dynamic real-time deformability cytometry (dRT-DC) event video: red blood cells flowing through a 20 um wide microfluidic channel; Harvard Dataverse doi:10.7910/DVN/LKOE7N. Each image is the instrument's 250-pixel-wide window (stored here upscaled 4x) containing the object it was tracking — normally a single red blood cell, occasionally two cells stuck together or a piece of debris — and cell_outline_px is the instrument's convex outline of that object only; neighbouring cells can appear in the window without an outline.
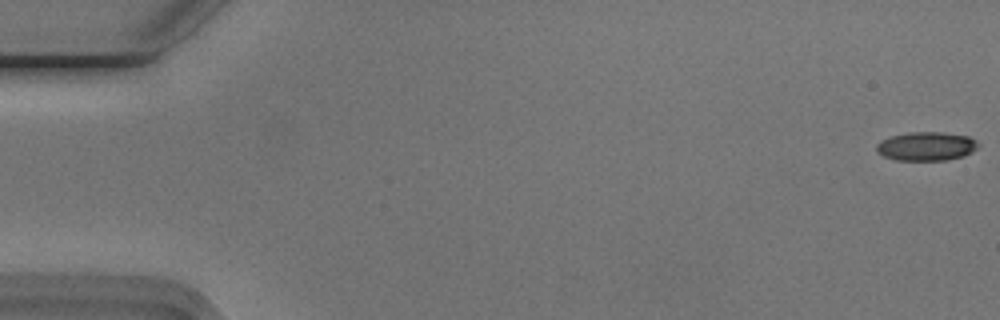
{"species": "Egyptian fruit bat (a non-hibernating species)", "species_latin": "Rousettus aegyptiacus", "temperature_condition": "cold", "stored_images_in_passage": 51, "camera_frame_rate_fps": 3000, "um_per_image_px": 0.085, "animal": {"sex": "male"}, "frame": {"image": 1, "passage_image": 1, "time_ms": 0.0, "image_size_px": [1000, 320], "cell_outline_px": [[980, 144], [972, 152], [964, 156], [948, 160], [896, 160], [884, 156], [876, 148], [876, 144], [880, 140], [892, 136], [908, 132], [944, 132], [968, 136], [976, 140]], "centroid_in_image_um": [78.77, 12.43], "position_along_channel_um": 6.2, "area_um2": 17.11}}
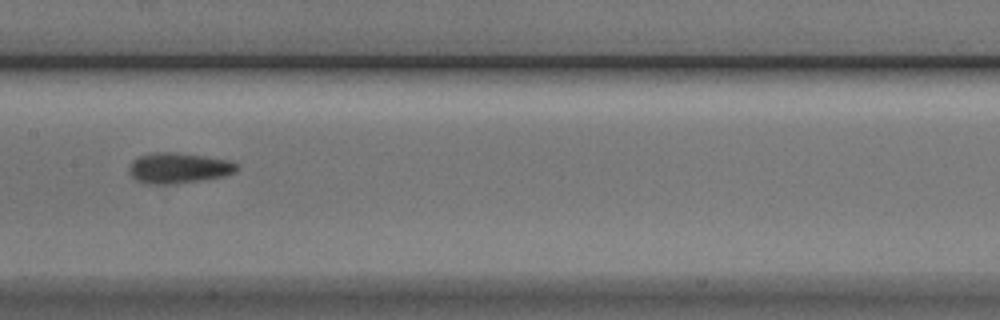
{"frame": {"image": 2, "passage_image": 28, "time_ms": 9.0, "image_size_px": [1000, 320], "cell_outline_px": [[236, 168], [232, 172], [224, 176], [176, 184], [144, 184], [136, 180], [128, 172], [128, 168], [132, 160], [140, 156], [156, 152], [176, 152], [204, 156], [228, 160], [236, 164]], "centroid_in_image_um": [15.1, 14.29], "position_along_channel_um": 192.3, "area_um2": 19.07}}
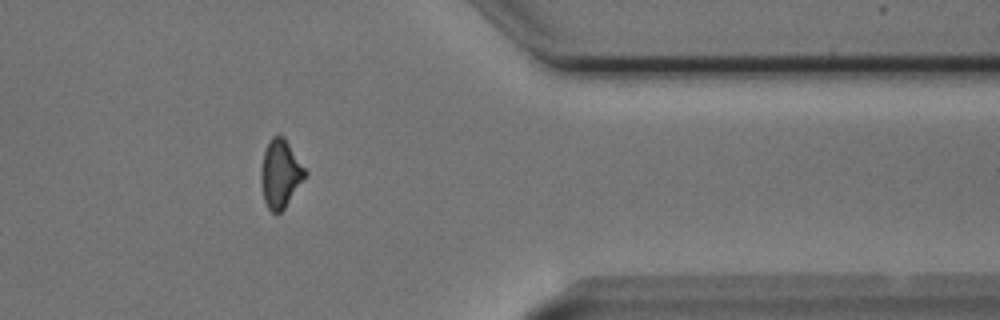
{"frame": {"image": 3, "passage_image": 45, "time_ms": 14.667, "image_size_px": [1000, 320], "cell_outline_px": [[308, 172], [284, 208], [280, 212], [272, 212], [268, 208], [264, 200], [260, 184], [260, 172], [264, 152], [268, 140], [272, 136], [284, 136]], "centroid_in_image_um": [23.81, 14.74], "position_along_channel_um": 387.6, "area_um2": 17.4}}